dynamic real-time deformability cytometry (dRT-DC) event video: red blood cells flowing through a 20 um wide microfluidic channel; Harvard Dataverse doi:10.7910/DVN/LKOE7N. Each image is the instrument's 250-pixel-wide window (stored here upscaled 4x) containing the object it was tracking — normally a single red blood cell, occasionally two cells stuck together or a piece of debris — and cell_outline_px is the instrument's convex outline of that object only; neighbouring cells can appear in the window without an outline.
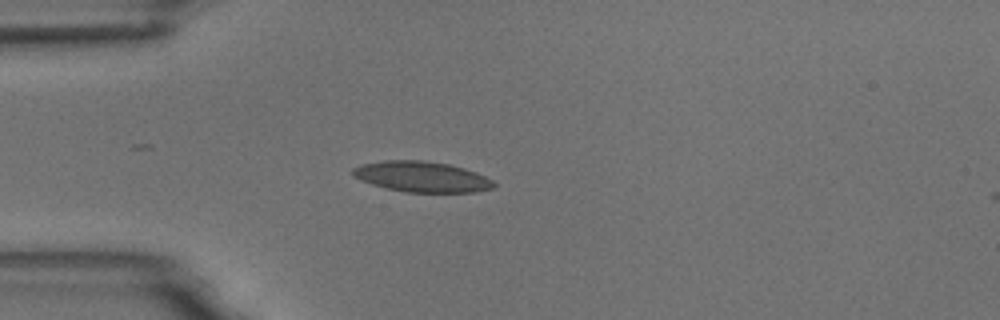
{"species": "common noctule bat (a hibernating species)", "species_latin": "Nyctalus noctula", "temperature_condition": "room temperature", "stored_images_in_passage": 5, "camera_frame_rate_fps": 3000, "um_per_image_px": 0.085, "animal": {"sex": "male", "body_mass_g": 18.8}, "frame": {"image": 1, "passage_image": 4, "time_ms": 3.667, "image_size_px": [1000, 320], "cell_outline_px": [[496, 188], [476, 192], [404, 192], [384, 188], [360, 180], [352, 176], [352, 168], [360, 164], [384, 160], [424, 160], [448, 164], [464, 168], [476, 172], [492, 180], [496, 184]], "centroid_in_image_um": [35.83, 15.02], "position_along_channel_um": 49.2, "area_um2": 25.43}}